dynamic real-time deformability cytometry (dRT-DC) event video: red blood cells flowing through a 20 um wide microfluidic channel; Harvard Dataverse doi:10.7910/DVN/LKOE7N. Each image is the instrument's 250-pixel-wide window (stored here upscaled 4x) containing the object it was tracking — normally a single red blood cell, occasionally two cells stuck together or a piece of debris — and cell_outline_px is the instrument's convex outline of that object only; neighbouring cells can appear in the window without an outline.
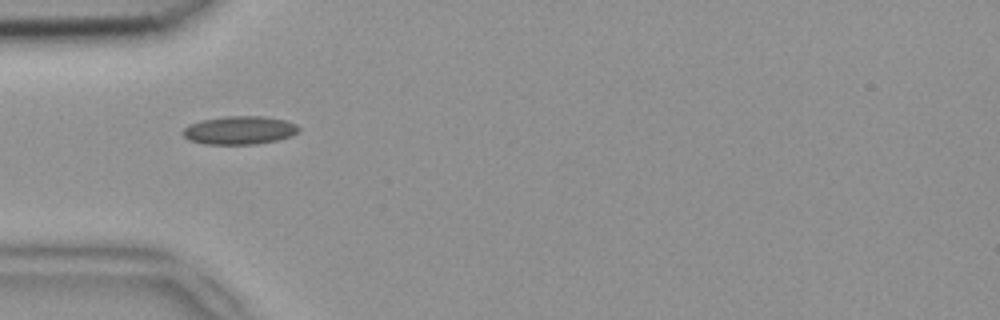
{"species": "common noctule bat (a hibernating species)", "species_latin": "Nyctalus noctula", "temperature_condition": "room temperature", "stored_images_in_passage": 35, "camera_frame_rate_fps": 3000, "um_per_image_px": 0.085, "animal": {"sex": "female", "body_mass_g": 18.4}, "frame": {"image": 1, "passage_image": 1, "time_ms": 0.0, "image_size_px": [1000, 320], "cell_outline_px": [[300, 128], [292, 136], [276, 140], [256, 144], [204, 144], [188, 140], [180, 132], [188, 124], [200, 120], [224, 116], [264, 116], [284, 120], [296, 124]], "centroid_in_image_um": [20.31, 11.06], "position_along_channel_um": 64.7, "area_um2": 19.25}}
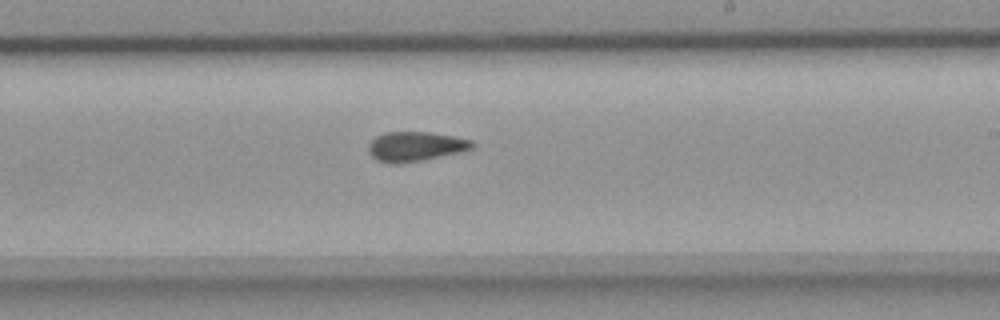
{"frame": {"image": 2, "passage_image": 15, "time_ms": 4.667, "image_size_px": [1000, 320], "cell_outline_px": [[476, 144], [472, 148], [424, 160], [396, 164], [388, 164], [376, 160], [368, 152], [368, 144], [376, 136], [384, 132], [428, 132], [452, 136], [472, 140]], "centroid_in_image_um": [35.25, 12.45], "position_along_channel_um": 253.7, "area_um2": 17.86}}
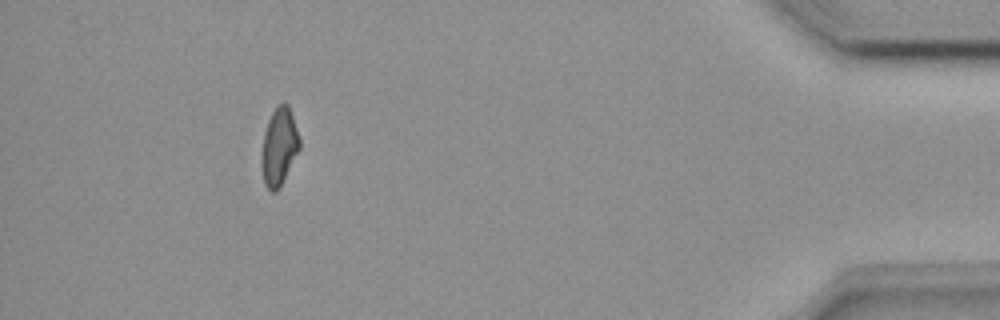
{"frame": {"image": 3, "passage_image": 31, "time_ms": 10.0, "image_size_px": [1000, 320], "cell_outline_px": [[300, 148], [276, 192], [272, 192], [264, 184], [260, 164], [260, 156], [264, 132], [268, 120], [272, 112], [284, 100], [288, 104], [300, 140]], "centroid_in_image_um": [23.69, 12.46], "position_along_channel_um": 411.5, "area_um2": 17.05}}